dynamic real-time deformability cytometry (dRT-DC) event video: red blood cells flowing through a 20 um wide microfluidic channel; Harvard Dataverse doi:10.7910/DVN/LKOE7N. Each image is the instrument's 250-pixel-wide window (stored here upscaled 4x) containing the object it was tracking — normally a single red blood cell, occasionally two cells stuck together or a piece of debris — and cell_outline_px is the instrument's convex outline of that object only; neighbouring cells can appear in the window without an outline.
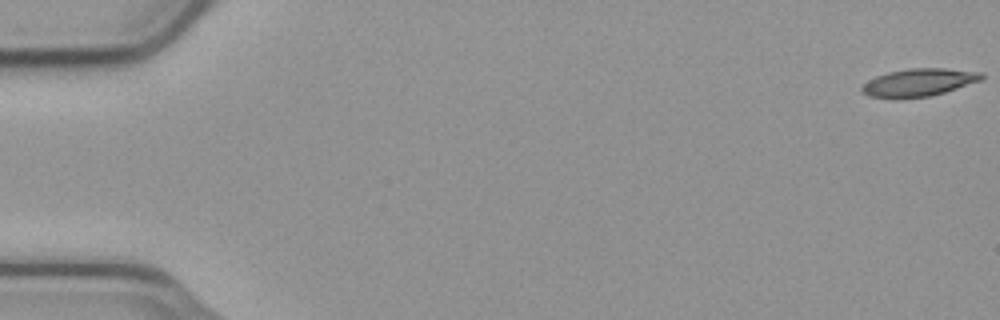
{"species": "common noctule bat (a hibernating species)", "species_latin": "Nyctalus noctula", "temperature_condition": "cold", "stored_images_in_passage": 14, "camera_frame_rate_fps": 3000, "um_per_image_px": 0.085, "animal": {"sex": "male", "body_mass_g": 23.1, "forearm_length_mm": 52.7}, "frame": {"image": 1, "passage_image": 1, "time_ms": 0.0, "image_size_px": [1000, 320], "cell_outline_px": [[984, 80], [944, 92], [928, 96], [896, 100], [868, 96], [860, 92], [860, 88], [868, 80], [876, 76], [888, 72], [908, 68], [944, 68], [984, 72]], "centroid_in_image_um": [78.08, 7.02], "position_along_channel_um": 6.9, "area_um2": 19.83}}
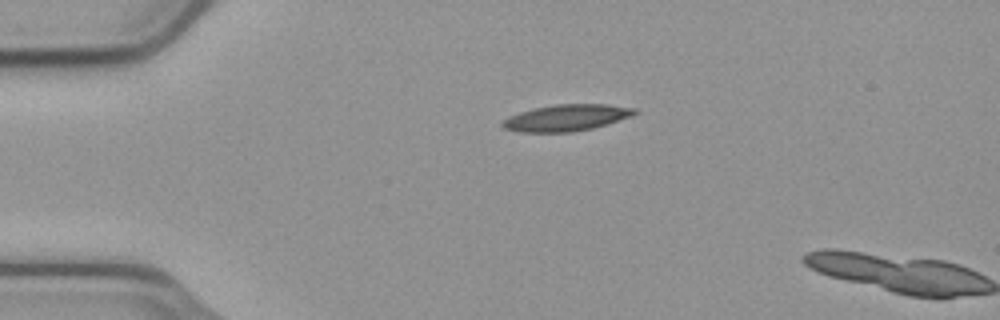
{"frame": {"image": 2, "passage_image": 13, "time_ms": 4.0, "image_size_px": [1000, 320], "cell_outline_px": [[640, 112], [632, 116], [592, 128], [572, 132], [520, 132], [504, 128], [500, 124], [500, 120], [508, 116], [532, 108], [556, 104], [608, 104], [636, 108]], "centroid_in_image_um": [48.12, 10.0], "position_along_channel_um": 36.9, "area_um2": 20.58}}